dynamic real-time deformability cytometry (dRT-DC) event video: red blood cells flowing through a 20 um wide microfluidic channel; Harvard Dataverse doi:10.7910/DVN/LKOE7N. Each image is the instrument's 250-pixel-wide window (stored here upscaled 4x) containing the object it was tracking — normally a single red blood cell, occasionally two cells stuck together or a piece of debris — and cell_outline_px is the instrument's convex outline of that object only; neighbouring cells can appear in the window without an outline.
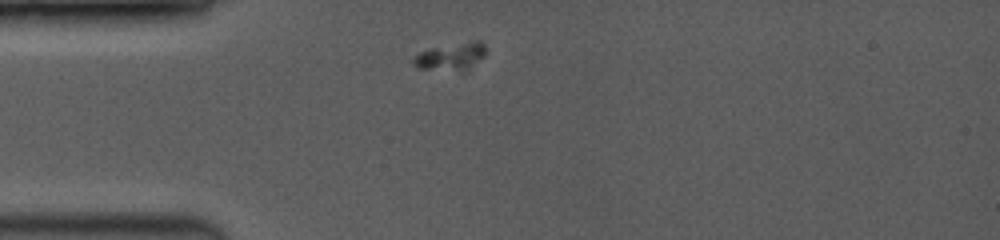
{"species": "common noctule bat (a hibernating species)", "species_latin": "Nyctalus noctula", "temperature_condition": "room temperature", "stored_images_in_passage": 6, "camera_frame_rate_fps": 3500, "um_per_image_px": 0.085, "animal": {"sex": "female", "body_mass_g": 19.0, "forearm_length_mm": 53.3}, "frame": {"image": 1, "passage_image": 1, "time_ms": 0.0, "image_size_px": [1000, 240], "cell_outline_px": [[484, 56], [468, 72], [464, 72], [420, 68], [412, 64], [412, 60], [420, 52], [432, 48], [476, 40], [480, 40], [484, 44]], "centroid_in_image_um": [38.38, 4.84], "position_along_channel_um": 46.6, "area_um2": 11.62}}
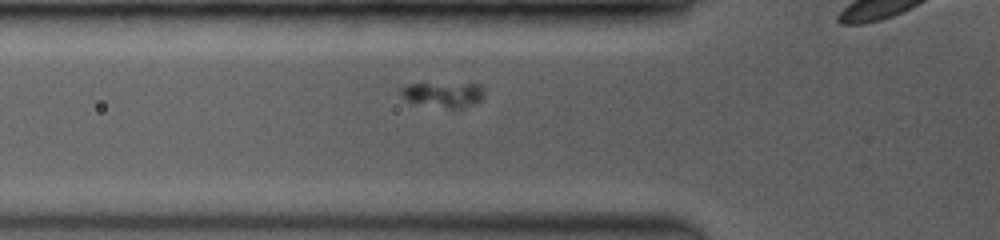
{"frame": {"image": 2, "passage_image": 4, "time_ms": 1.429, "image_size_px": [1000, 240], "cell_outline_px": [[484, 96], [480, 100], [460, 108], [448, 108], [408, 100], [400, 92], [400, 88], [408, 84], [480, 84], [484, 92]], "centroid_in_image_um": [37.72, 8.01], "position_along_channel_um": 88.1, "area_um2": 11.62}}